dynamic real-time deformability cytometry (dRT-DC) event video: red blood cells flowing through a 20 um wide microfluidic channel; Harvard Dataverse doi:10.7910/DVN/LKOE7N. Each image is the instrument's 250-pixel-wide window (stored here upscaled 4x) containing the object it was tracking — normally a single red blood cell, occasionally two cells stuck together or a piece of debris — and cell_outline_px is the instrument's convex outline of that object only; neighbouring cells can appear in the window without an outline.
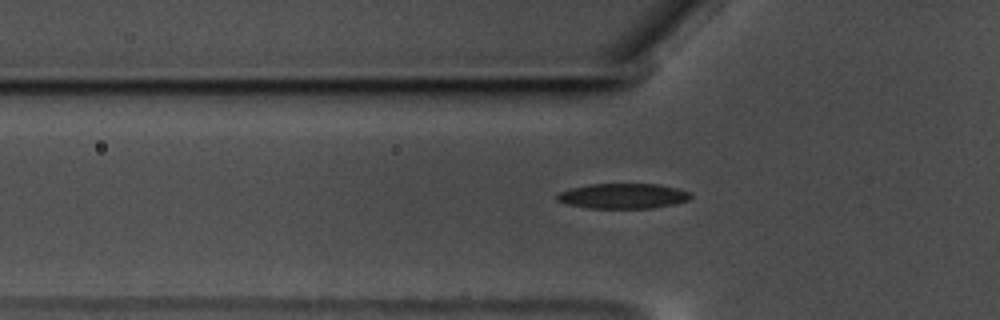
{"species": "common noctule bat (a hibernating species)", "species_latin": "Nyctalus noctula", "temperature_condition": "warm", "stored_images_in_passage": 30, "camera_frame_rate_fps": 3000, "um_per_image_px": 0.085, "animal": {"sex": "male", "body_mass_g": 17.5, "forearm_length_mm": 52.3}, "frame": {"image": 1, "passage_image": 10, "time_ms": 3.0, "image_size_px": [1000, 320], "cell_outline_px": [[692, 196], [688, 200], [676, 204], [652, 208], [588, 208], [568, 204], [556, 200], [556, 196], [560, 192], [572, 188], [588, 184], [660, 184], [680, 188], [692, 192]], "centroid_in_image_um": [53.02, 16.65], "position_along_channel_um": 72.8, "area_um2": 19.77}}
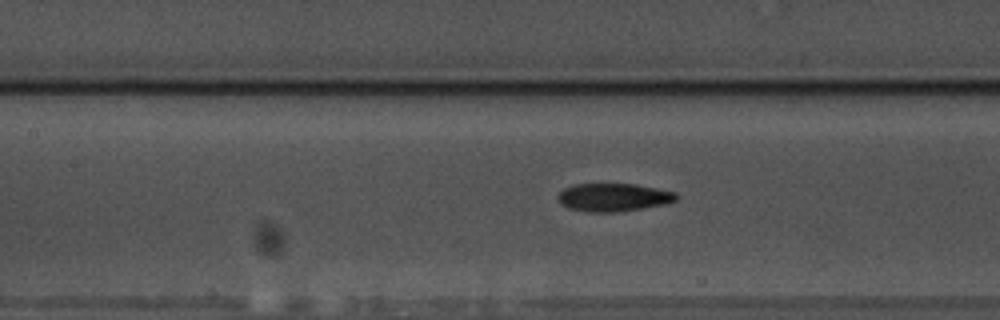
{"frame": {"image": 2, "passage_image": 17, "time_ms": 5.333, "image_size_px": [1000, 320], "cell_outline_px": [[680, 196], [676, 200], [664, 204], [644, 208], [616, 212], [588, 212], [568, 208], [560, 204], [556, 196], [564, 188], [572, 184], [636, 184], [676, 192]], "centroid_in_image_um": [52.13, 16.77], "position_along_channel_um": 155.3, "area_um2": 19.54}}
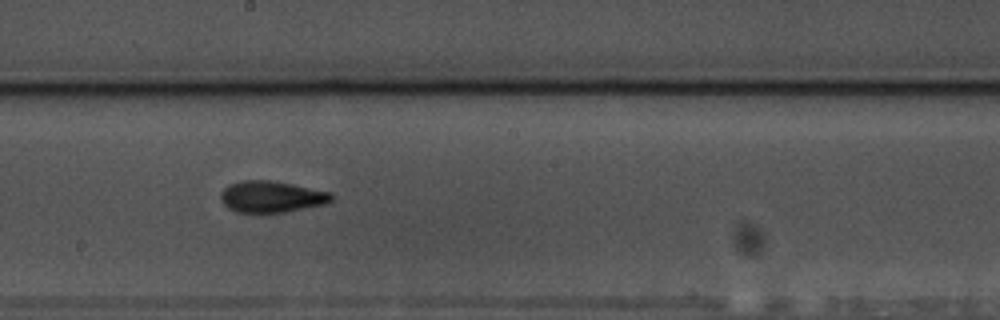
{"frame": {"image": 3, "passage_image": 23, "time_ms": 7.333, "image_size_px": [1000, 320], "cell_outline_px": [[332, 200], [328, 204], [284, 212], [236, 212], [228, 208], [224, 204], [220, 196], [220, 192], [228, 184], [240, 180], [272, 180], [332, 192]], "centroid_in_image_um": [23.08, 16.71], "position_along_channel_um": 225.1, "area_um2": 20.46}}